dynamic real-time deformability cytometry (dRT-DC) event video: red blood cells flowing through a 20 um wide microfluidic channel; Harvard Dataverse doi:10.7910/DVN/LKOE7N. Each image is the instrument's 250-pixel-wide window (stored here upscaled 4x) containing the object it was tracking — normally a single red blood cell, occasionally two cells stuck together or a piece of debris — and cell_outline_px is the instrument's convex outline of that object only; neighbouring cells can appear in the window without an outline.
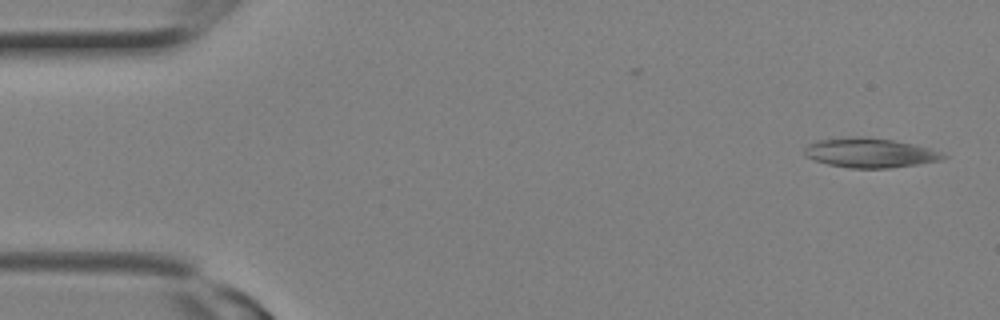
{"species": "Egyptian fruit bat (a non-hibernating species)", "species_latin": "Rousettus aegyptiacus", "temperature_condition": "room temperature", "stored_images_in_passage": 7, "camera_frame_rate_fps": 3000, "um_per_image_px": 0.085, "animal": {"sex": "female"}, "frame": {"image": 1, "passage_image": 1, "time_ms": 0.0, "image_size_px": [1000, 320], "cell_outline_px": [[948, 156], [940, 160], [916, 164], [888, 168], [848, 168], [828, 164], [804, 156], [804, 148], [808, 144], [816, 140], [844, 136], [864, 136], [892, 140], [912, 144], [944, 152]], "centroid_in_image_um": [73.9, 12.97], "position_along_channel_um": 11.1, "area_um2": 23.99}}
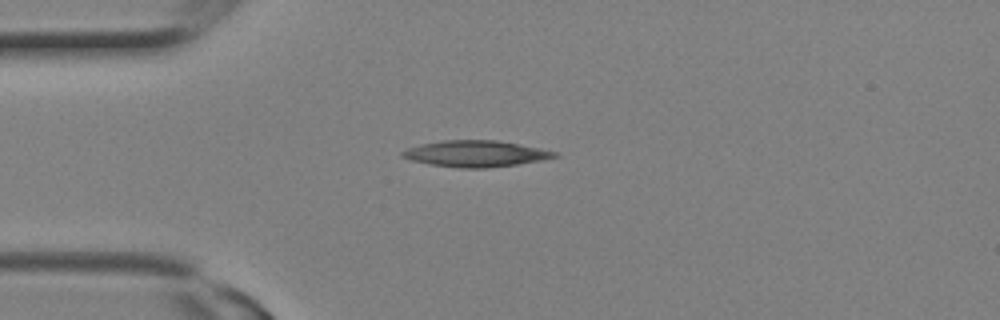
{"frame": {"image": 2, "passage_image": 6, "time_ms": 1.667, "image_size_px": [1000, 320], "cell_outline_px": [[560, 156], [540, 160], [516, 164], [488, 168], [460, 168], [428, 164], [412, 160], [400, 156], [400, 152], [408, 148], [420, 144], [440, 140], [496, 140], [540, 148], [556, 152]], "centroid_in_image_um": [40.39, 13.06], "position_along_channel_um": 44.6, "area_um2": 23.24}}